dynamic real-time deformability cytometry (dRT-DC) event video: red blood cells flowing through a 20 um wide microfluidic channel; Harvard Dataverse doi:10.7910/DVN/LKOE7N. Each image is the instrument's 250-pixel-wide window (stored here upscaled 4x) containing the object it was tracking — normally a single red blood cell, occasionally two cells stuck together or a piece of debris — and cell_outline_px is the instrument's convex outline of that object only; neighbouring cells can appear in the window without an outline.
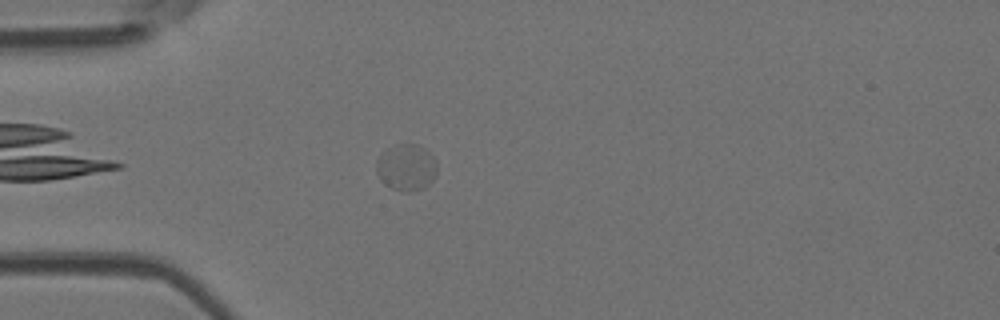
{"species": "Egyptian fruit bat (a non-hibernating species)", "species_latin": "Rousettus aegyptiacus", "temperature_condition": "room temperature", "stored_images_in_passage": 5, "camera_frame_rate_fps": 3000, "um_per_image_px": 0.085, "animal": {"sex": "female"}, "frame": {"image": 1, "passage_image": 5, "time_ms": 1.333, "image_size_px": [1000, 320], "cell_outline_px": [[436, 176], [424, 188], [412, 192], [404, 192], [392, 188], [384, 184], [376, 172], [376, 160], [380, 152], [388, 148], [400, 144], [416, 144], [424, 148], [432, 156], [436, 164]], "centroid_in_image_um": [34.51, 14.24], "position_along_channel_um": 50.5, "area_um2": 16.53}}